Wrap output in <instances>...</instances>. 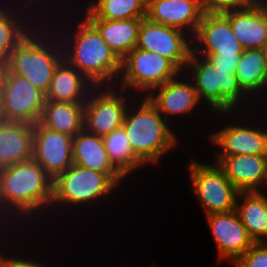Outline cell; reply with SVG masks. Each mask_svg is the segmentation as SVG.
Wrapping results in <instances>:
<instances>
[{
	"mask_svg": "<svg viewBox=\"0 0 267 267\" xmlns=\"http://www.w3.org/2000/svg\"><path fill=\"white\" fill-rule=\"evenodd\" d=\"M52 200L53 180L33 158L0 169V227L8 229L2 224L9 222V227L15 223L12 219L33 221L36 215H45Z\"/></svg>",
	"mask_w": 267,
	"mask_h": 267,
	"instance_id": "6da1fadb",
	"label": "cell"
},
{
	"mask_svg": "<svg viewBox=\"0 0 267 267\" xmlns=\"http://www.w3.org/2000/svg\"><path fill=\"white\" fill-rule=\"evenodd\" d=\"M80 20L76 23L77 29H72L74 32L68 31L72 33L70 37L62 35L67 29H61L60 23L58 29L53 27L59 32L56 34L62 43L64 59L95 86H116L121 74L122 60L85 16Z\"/></svg>",
	"mask_w": 267,
	"mask_h": 267,
	"instance_id": "7a4b0ae2",
	"label": "cell"
},
{
	"mask_svg": "<svg viewBox=\"0 0 267 267\" xmlns=\"http://www.w3.org/2000/svg\"><path fill=\"white\" fill-rule=\"evenodd\" d=\"M39 21H41L39 22L41 25H37L11 51L6 60V69L12 74L26 78L33 86L46 94L54 71L64 59V54L61 40L56 31L49 30L48 26L45 28L42 22L46 21L40 19ZM50 31L52 34H49Z\"/></svg>",
	"mask_w": 267,
	"mask_h": 267,
	"instance_id": "3957f363",
	"label": "cell"
},
{
	"mask_svg": "<svg viewBox=\"0 0 267 267\" xmlns=\"http://www.w3.org/2000/svg\"><path fill=\"white\" fill-rule=\"evenodd\" d=\"M142 98L138 100L139 106L136 103H133V106L128 105L122 127L135 156L145 166L149 163L156 165L161 157L175 148L179 142L176 134L170 129L172 127L168 126V120L158 112L146 96Z\"/></svg>",
	"mask_w": 267,
	"mask_h": 267,
	"instance_id": "277c9868",
	"label": "cell"
},
{
	"mask_svg": "<svg viewBox=\"0 0 267 267\" xmlns=\"http://www.w3.org/2000/svg\"><path fill=\"white\" fill-rule=\"evenodd\" d=\"M184 71L183 76L190 72L188 76H191L188 79L192 81L200 102L203 101L202 104L204 103L213 113L231 118L232 115L234 117L241 112L239 110L242 105H249L248 102L252 101L240 89L235 74L216 69L207 58L193 51ZM235 110L237 113H234Z\"/></svg>",
	"mask_w": 267,
	"mask_h": 267,
	"instance_id": "5b68a950",
	"label": "cell"
},
{
	"mask_svg": "<svg viewBox=\"0 0 267 267\" xmlns=\"http://www.w3.org/2000/svg\"><path fill=\"white\" fill-rule=\"evenodd\" d=\"M117 186L106 173L73 164L53 181V200L50 209L54 208V212L55 208H62L63 205V208L88 206L87 208L91 209L94 205L96 207L98 202L99 205L104 204L101 201L116 190Z\"/></svg>",
	"mask_w": 267,
	"mask_h": 267,
	"instance_id": "8992f818",
	"label": "cell"
},
{
	"mask_svg": "<svg viewBox=\"0 0 267 267\" xmlns=\"http://www.w3.org/2000/svg\"><path fill=\"white\" fill-rule=\"evenodd\" d=\"M182 72L160 54L135 47L122 59V69L117 87L135 89L147 96L154 88L167 83Z\"/></svg>",
	"mask_w": 267,
	"mask_h": 267,
	"instance_id": "52a82bcc",
	"label": "cell"
},
{
	"mask_svg": "<svg viewBox=\"0 0 267 267\" xmlns=\"http://www.w3.org/2000/svg\"><path fill=\"white\" fill-rule=\"evenodd\" d=\"M187 167L191 190L203 206L206 215L235 210L240 191L217 163L206 164L191 160Z\"/></svg>",
	"mask_w": 267,
	"mask_h": 267,
	"instance_id": "ba28073f",
	"label": "cell"
},
{
	"mask_svg": "<svg viewBox=\"0 0 267 267\" xmlns=\"http://www.w3.org/2000/svg\"><path fill=\"white\" fill-rule=\"evenodd\" d=\"M46 94L24 77L5 70L0 90L1 120L34 125L44 110Z\"/></svg>",
	"mask_w": 267,
	"mask_h": 267,
	"instance_id": "9c48e42d",
	"label": "cell"
},
{
	"mask_svg": "<svg viewBox=\"0 0 267 267\" xmlns=\"http://www.w3.org/2000/svg\"><path fill=\"white\" fill-rule=\"evenodd\" d=\"M124 92V93H123ZM117 86H95L84 103V130L104 137L123 124L129 91Z\"/></svg>",
	"mask_w": 267,
	"mask_h": 267,
	"instance_id": "30bf717a",
	"label": "cell"
},
{
	"mask_svg": "<svg viewBox=\"0 0 267 267\" xmlns=\"http://www.w3.org/2000/svg\"><path fill=\"white\" fill-rule=\"evenodd\" d=\"M136 47L162 55L183 73L192 51V37L181 29L143 18Z\"/></svg>",
	"mask_w": 267,
	"mask_h": 267,
	"instance_id": "8fae6325",
	"label": "cell"
},
{
	"mask_svg": "<svg viewBox=\"0 0 267 267\" xmlns=\"http://www.w3.org/2000/svg\"><path fill=\"white\" fill-rule=\"evenodd\" d=\"M192 51L198 55H241L244 48L220 11H205L192 37Z\"/></svg>",
	"mask_w": 267,
	"mask_h": 267,
	"instance_id": "7c38bea8",
	"label": "cell"
},
{
	"mask_svg": "<svg viewBox=\"0 0 267 267\" xmlns=\"http://www.w3.org/2000/svg\"><path fill=\"white\" fill-rule=\"evenodd\" d=\"M72 148V136L33 125V159L53 181L73 165Z\"/></svg>",
	"mask_w": 267,
	"mask_h": 267,
	"instance_id": "4fadbf2b",
	"label": "cell"
},
{
	"mask_svg": "<svg viewBox=\"0 0 267 267\" xmlns=\"http://www.w3.org/2000/svg\"><path fill=\"white\" fill-rule=\"evenodd\" d=\"M206 217L220 262L226 259L234 264L255 243L235 210Z\"/></svg>",
	"mask_w": 267,
	"mask_h": 267,
	"instance_id": "5bb4252c",
	"label": "cell"
},
{
	"mask_svg": "<svg viewBox=\"0 0 267 267\" xmlns=\"http://www.w3.org/2000/svg\"><path fill=\"white\" fill-rule=\"evenodd\" d=\"M223 126L211 134L209 141L219 147L216 157L234 155H267V130L246 122ZM240 124V125H239Z\"/></svg>",
	"mask_w": 267,
	"mask_h": 267,
	"instance_id": "9a60e30c",
	"label": "cell"
},
{
	"mask_svg": "<svg viewBox=\"0 0 267 267\" xmlns=\"http://www.w3.org/2000/svg\"><path fill=\"white\" fill-rule=\"evenodd\" d=\"M204 12L202 0H147L146 6L148 20L187 31L191 37Z\"/></svg>",
	"mask_w": 267,
	"mask_h": 267,
	"instance_id": "2e32d148",
	"label": "cell"
},
{
	"mask_svg": "<svg viewBox=\"0 0 267 267\" xmlns=\"http://www.w3.org/2000/svg\"><path fill=\"white\" fill-rule=\"evenodd\" d=\"M182 74L154 88L146 96L157 108L158 112L168 121L170 120V117H168L170 115L186 116L185 114H191L198 107V104L201 103L192 81L187 80L185 76L180 78Z\"/></svg>",
	"mask_w": 267,
	"mask_h": 267,
	"instance_id": "e0dca14e",
	"label": "cell"
},
{
	"mask_svg": "<svg viewBox=\"0 0 267 267\" xmlns=\"http://www.w3.org/2000/svg\"><path fill=\"white\" fill-rule=\"evenodd\" d=\"M220 12L229 20L233 34L244 50L266 49L267 16L253 0L244 6Z\"/></svg>",
	"mask_w": 267,
	"mask_h": 267,
	"instance_id": "ac0fdd59",
	"label": "cell"
},
{
	"mask_svg": "<svg viewBox=\"0 0 267 267\" xmlns=\"http://www.w3.org/2000/svg\"><path fill=\"white\" fill-rule=\"evenodd\" d=\"M214 161L240 192L261 191L267 186V155L215 157Z\"/></svg>",
	"mask_w": 267,
	"mask_h": 267,
	"instance_id": "d6986e66",
	"label": "cell"
},
{
	"mask_svg": "<svg viewBox=\"0 0 267 267\" xmlns=\"http://www.w3.org/2000/svg\"><path fill=\"white\" fill-rule=\"evenodd\" d=\"M72 159L77 166L106 173L117 185L125 179L110 163L103 137L84 129L73 137Z\"/></svg>",
	"mask_w": 267,
	"mask_h": 267,
	"instance_id": "ffe728a7",
	"label": "cell"
},
{
	"mask_svg": "<svg viewBox=\"0 0 267 267\" xmlns=\"http://www.w3.org/2000/svg\"><path fill=\"white\" fill-rule=\"evenodd\" d=\"M19 2L23 3V5H19L21 7H19L18 4L14 5L13 9L8 7L6 3L3 4L4 6L0 5V59L4 61L7 60L11 51L38 25L35 18L34 23L33 20L30 19H33L38 10L33 9L32 11L30 8L32 4L28 0H20ZM26 9H28V11H26ZM20 10L21 12L23 10V12L20 13ZM29 10L31 11V14L35 10L32 17L30 16V13H27L30 12ZM24 12L28 15H25ZM25 16H28L29 18Z\"/></svg>",
	"mask_w": 267,
	"mask_h": 267,
	"instance_id": "44dd1931",
	"label": "cell"
},
{
	"mask_svg": "<svg viewBox=\"0 0 267 267\" xmlns=\"http://www.w3.org/2000/svg\"><path fill=\"white\" fill-rule=\"evenodd\" d=\"M33 158V125L0 120V169Z\"/></svg>",
	"mask_w": 267,
	"mask_h": 267,
	"instance_id": "7402d4cb",
	"label": "cell"
},
{
	"mask_svg": "<svg viewBox=\"0 0 267 267\" xmlns=\"http://www.w3.org/2000/svg\"><path fill=\"white\" fill-rule=\"evenodd\" d=\"M95 85L63 59L56 67L46 101L85 103Z\"/></svg>",
	"mask_w": 267,
	"mask_h": 267,
	"instance_id": "603a6c76",
	"label": "cell"
},
{
	"mask_svg": "<svg viewBox=\"0 0 267 267\" xmlns=\"http://www.w3.org/2000/svg\"><path fill=\"white\" fill-rule=\"evenodd\" d=\"M240 89L251 99L267 93V53L266 49H247L240 56L236 67ZM265 90V91H264Z\"/></svg>",
	"mask_w": 267,
	"mask_h": 267,
	"instance_id": "cb8c5ba5",
	"label": "cell"
},
{
	"mask_svg": "<svg viewBox=\"0 0 267 267\" xmlns=\"http://www.w3.org/2000/svg\"><path fill=\"white\" fill-rule=\"evenodd\" d=\"M240 200H243L240 202ZM235 211L255 243L267 242V194L239 192Z\"/></svg>",
	"mask_w": 267,
	"mask_h": 267,
	"instance_id": "d4e9b609",
	"label": "cell"
},
{
	"mask_svg": "<svg viewBox=\"0 0 267 267\" xmlns=\"http://www.w3.org/2000/svg\"><path fill=\"white\" fill-rule=\"evenodd\" d=\"M143 18L124 20L88 19L100 32L104 41L122 60L138 42L139 28Z\"/></svg>",
	"mask_w": 267,
	"mask_h": 267,
	"instance_id": "484cf974",
	"label": "cell"
},
{
	"mask_svg": "<svg viewBox=\"0 0 267 267\" xmlns=\"http://www.w3.org/2000/svg\"><path fill=\"white\" fill-rule=\"evenodd\" d=\"M84 103L46 101L39 123L48 130L74 137L84 129Z\"/></svg>",
	"mask_w": 267,
	"mask_h": 267,
	"instance_id": "4316f807",
	"label": "cell"
},
{
	"mask_svg": "<svg viewBox=\"0 0 267 267\" xmlns=\"http://www.w3.org/2000/svg\"><path fill=\"white\" fill-rule=\"evenodd\" d=\"M146 6L147 0H91L83 16L102 20L146 18Z\"/></svg>",
	"mask_w": 267,
	"mask_h": 267,
	"instance_id": "83f0119b",
	"label": "cell"
},
{
	"mask_svg": "<svg viewBox=\"0 0 267 267\" xmlns=\"http://www.w3.org/2000/svg\"><path fill=\"white\" fill-rule=\"evenodd\" d=\"M103 142L110 163L124 178L145 166L135 156L122 126L105 135Z\"/></svg>",
	"mask_w": 267,
	"mask_h": 267,
	"instance_id": "f1b7e54d",
	"label": "cell"
},
{
	"mask_svg": "<svg viewBox=\"0 0 267 267\" xmlns=\"http://www.w3.org/2000/svg\"><path fill=\"white\" fill-rule=\"evenodd\" d=\"M235 267H267V242L254 243L235 263Z\"/></svg>",
	"mask_w": 267,
	"mask_h": 267,
	"instance_id": "f546056e",
	"label": "cell"
},
{
	"mask_svg": "<svg viewBox=\"0 0 267 267\" xmlns=\"http://www.w3.org/2000/svg\"><path fill=\"white\" fill-rule=\"evenodd\" d=\"M207 58L211 64L218 70L228 71L235 74L236 67L241 55H200Z\"/></svg>",
	"mask_w": 267,
	"mask_h": 267,
	"instance_id": "4dcf8cb0",
	"label": "cell"
},
{
	"mask_svg": "<svg viewBox=\"0 0 267 267\" xmlns=\"http://www.w3.org/2000/svg\"><path fill=\"white\" fill-rule=\"evenodd\" d=\"M252 0H202L205 11H223L230 8L244 6Z\"/></svg>",
	"mask_w": 267,
	"mask_h": 267,
	"instance_id": "1f68e13d",
	"label": "cell"
},
{
	"mask_svg": "<svg viewBox=\"0 0 267 267\" xmlns=\"http://www.w3.org/2000/svg\"><path fill=\"white\" fill-rule=\"evenodd\" d=\"M12 256L11 257L9 256V251H8V256H6L4 252L3 257L1 259L0 267H47V265H45L44 263L41 264L39 261L35 262L33 258L32 260L30 258L25 259V257L20 258L17 255L15 256V254Z\"/></svg>",
	"mask_w": 267,
	"mask_h": 267,
	"instance_id": "d6a6232c",
	"label": "cell"
},
{
	"mask_svg": "<svg viewBox=\"0 0 267 267\" xmlns=\"http://www.w3.org/2000/svg\"><path fill=\"white\" fill-rule=\"evenodd\" d=\"M267 16V0H253Z\"/></svg>",
	"mask_w": 267,
	"mask_h": 267,
	"instance_id": "836d02e7",
	"label": "cell"
},
{
	"mask_svg": "<svg viewBox=\"0 0 267 267\" xmlns=\"http://www.w3.org/2000/svg\"><path fill=\"white\" fill-rule=\"evenodd\" d=\"M5 70H6V61L0 59V90H1L2 80L4 77Z\"/></svg>",
	"mask_w": 267,
	"mask_h": 267,
	"instance_id": "e575fe53",
	"label": "cell"
},
{
	"mask_svg": "<svg viewBox=\"0 0 267 267\" xmlns=\"http://www.w3.org/2000/svg\"><path fill=\"white\" fill-rule=\"evenodd\" d=\"M31 4H33L32 6L33 7H31L32 8V10H33V8H35V9H39L40 8V1H41V3L42 4H44V5H46L44 2L46 1L47 3H49V0L47 1V0H28ZM43 1V2H42ZM35 2V3H34ZM34 6H39V8H37V7H34Z\"/></svg>",
	"mask_w": 267,
	"mask_h": 267,
	"instance_id": "d590c367",
	"label": "cell"
},
{
	"mask_svg": "<svg viewBox=\"0 0 267 267\" xmlns=\"http://www.w3.org/2000/svg\"><path fill=\"white\" fill-rule=\"evenodd\" d=\"M0 230H1V232H0V236H3L1 233L3 232L2 230H4V228L1 227ZM3 254H4V251H3V253H2V251L0 250V264H1V259H2V257H3Z\"/></svg>",
	"mask_w": 267,
	"mask_h": 267,
	"instance_id": "8d00e7d4",
	"label": "cell"
}]
</instances>
